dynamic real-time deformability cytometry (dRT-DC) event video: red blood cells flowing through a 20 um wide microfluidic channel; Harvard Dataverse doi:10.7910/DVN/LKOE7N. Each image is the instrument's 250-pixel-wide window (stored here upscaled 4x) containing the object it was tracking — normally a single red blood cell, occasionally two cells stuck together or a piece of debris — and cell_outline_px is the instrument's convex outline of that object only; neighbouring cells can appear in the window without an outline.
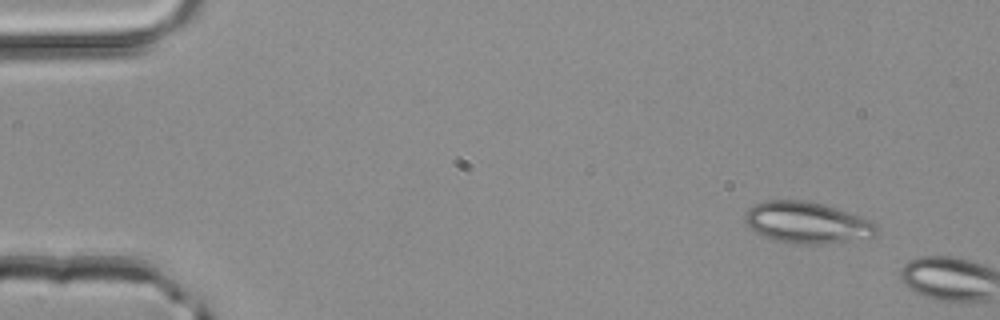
{"species": "common noctule bat (a hibernating species)", "species_latin": "Nyctalus noctula", "temperature_condition": "room temperature", "stored_images_in_passage": 2, "camera_frame_rate_fps": 3000, "um_per_image_px": 0.085, "animal": {"sex": "male", "body_mass_g": 20.4}, "frame": {"image": 1, "passage_image": 1, "time_ms": 0.0, "image_size_px": [1000, 320], "cell_outline_px": [[876, 236], [824, 244], [792, 244], [772, 240], [756, 232], [744, 220], [744, 216], [748, 208], [756, 204], [768, 200], [804, 200], [824, 204], [836, 208], [868, 220], [876, 224]], "centroid_in_image_um": [68.55, 18.93], "position_along_channel_um": 16.4, "area_um2": 31.5}}